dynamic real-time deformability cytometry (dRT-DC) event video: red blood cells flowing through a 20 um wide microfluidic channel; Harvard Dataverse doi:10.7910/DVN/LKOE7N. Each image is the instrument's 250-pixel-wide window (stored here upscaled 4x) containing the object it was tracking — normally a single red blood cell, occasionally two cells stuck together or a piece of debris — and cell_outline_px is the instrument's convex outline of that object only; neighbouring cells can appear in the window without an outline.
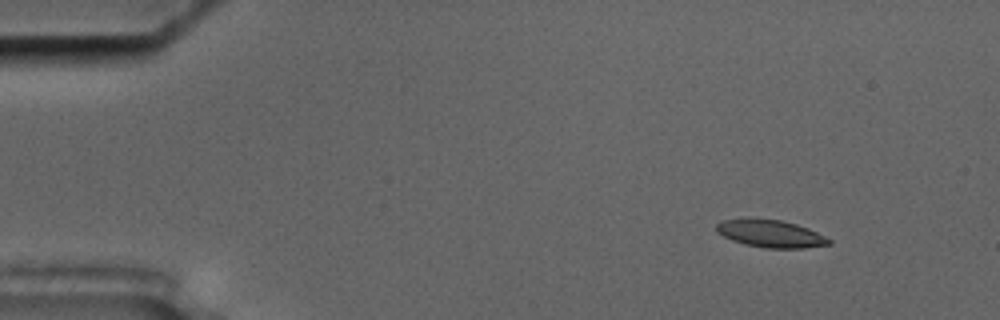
{"species": "common noctule bat (a hibernating species)", "species_latin": "Nyctalus noctula", "temperature_condition": "cold", "stored_images_in_passage": 52, "segment_of_instrument_passage": [1, 2], "camera_frame_rate_fps": 3000, "um_per_image_px": 0.085, "animal": {"sex": "male", "body_mass_g": 17.5, "forearm_length_mm": 52.3}, "frame": {"image": 1, "passage_image": 1, "time_ms": 0.0, "image_size_px": [1000, 320], "cell_outline_px": [[832, 244], [804, 248], [764, 248], [744, 244], [732, 240], [716, 232], [716, 224], [720, 220], [744, 216], [748, 216], [780, 220], [796, 224], [808, 228], [832, 240]], "centroid_in_image_um": [65.43, 19.82], "position_along_channel_um": 19.6, "area_um2": 18.55}}
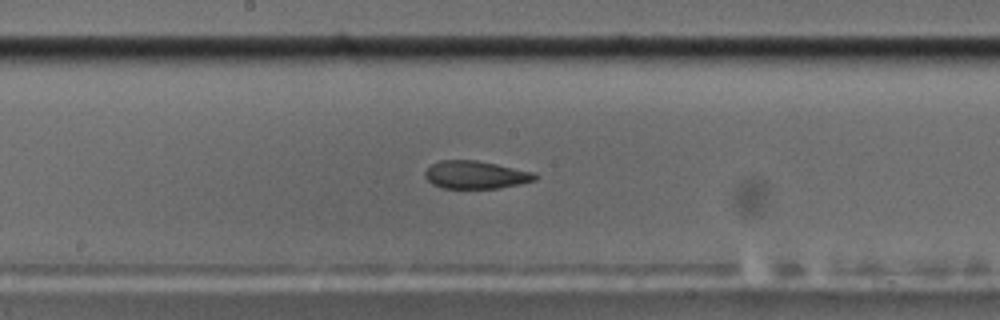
{"frame": {"image": 2, "passage_image": 25, "time_ms": 8.0, "image_size_px": [1000, 320], "cell_outline_px": [[540, 176], [536, 180], [520, 184], [500, 188], [440, 188], [432, 184], [424, 176], [424, 172], [432, 164], [440, 160], [476, 160], [536, 172]], "centroid_in_image_um": [40.46, 14.86], "position_along_channel_um": 207.7, "area_um2": 18.03}}
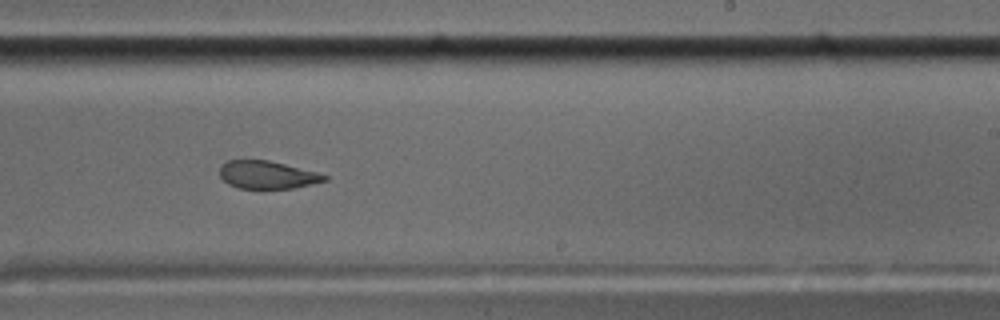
{"frame": {"image": 3, "passage_image": 30, "time_ms": 9.667, "image_size_px": [1000, 320], "cell_outline_px": [[328, 180], [292, 188], [236, 188], [228, 184], [220, 176], [220, 164], [228, 160], [244, 156], [268, 160], [316, 172], [328, 176]], "centroid_in_image_um": [22.62, 14.81], "position_along_channel_um": 266.4, "area_um2": 17.4}}